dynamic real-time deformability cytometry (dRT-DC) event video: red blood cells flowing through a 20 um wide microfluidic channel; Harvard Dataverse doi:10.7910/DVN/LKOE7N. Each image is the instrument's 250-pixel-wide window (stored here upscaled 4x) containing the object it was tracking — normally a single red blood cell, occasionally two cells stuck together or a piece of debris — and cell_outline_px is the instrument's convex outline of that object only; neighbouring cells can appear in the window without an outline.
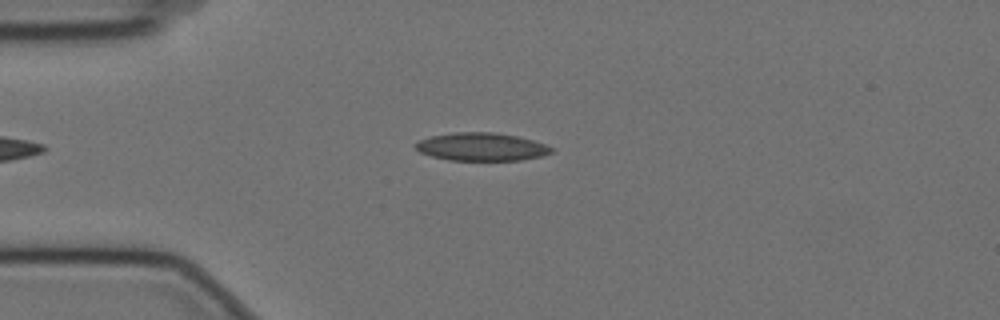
{"species": "Egyptian fruit bat (a non-hibernating species)", "species_latin": "Rousettus aegyptiacus", "temperature_condition": "cold", "stored_images_in_passage": 53, "camera_frame_rate_fps": 3000, "um_per_image_px": 0.085, "animal": {"sex": "female"}, "frame": {"image": 1, "passage_image": 10, "time_ms": 3.0, "image_size_px": [1000, 320], "cell_outline_px": [[556, 148], [552, 152], [540, 156], [520, 160], [448, 160], [432, 156], [420, 152], [416, 148], [416, 144], [420, 140], [432, 136], [452, 132], [496, 132], [516, 136], [532, 140]], "centroid_in_image_um": [40.94, 12.47], "position_along_channel_um": 44.1, "area_um2": 22.02}}
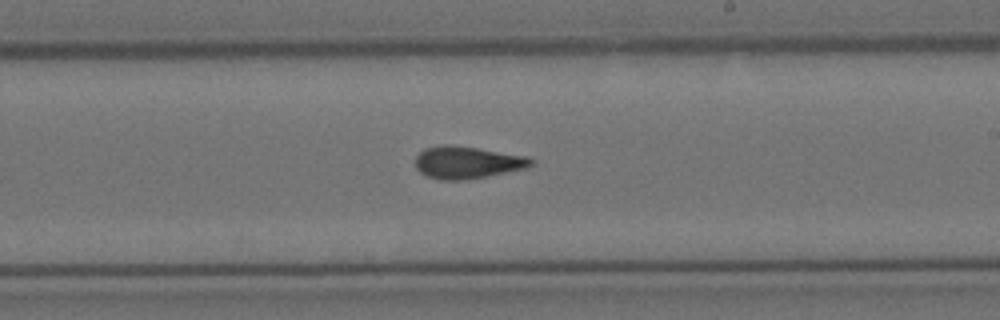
{"frame": {"image": 2, "passage_image": 29, "time_ms": 9.333, "image_size_px": [1000, 320], "cell_outline_px": [[536, 160], [528, 168], [488, 176], [464, 180], [440, 180], [428, 176], [420, 172], [416, 168], [416, 156], [424, 148], [444, 144], [448, 144], [476, 148], [528, 156]], "centroid_in_image_um": [39.74, 13.81], "position_along_channel_um": 249.3, "area_um2": 21.85}}
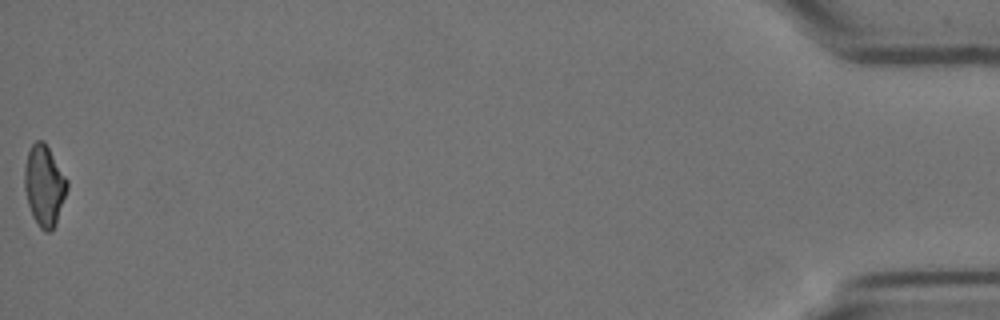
{"frame": {"image": 3, "passage_image": 53, "time_ms": 17.333, "image_size_px": [1000, 320], "cell_outline_px": [[68, 188], [56, 224], [48, 232], [44, 232], [40, 228], [32, 216], [28, 204], [24, 188], [24, 168], [28, 152], [32, 144], [36, 140], [44, 140], [68, 180]], "centroid_in_image_um": [3.76, 15.77], "position_along_channel_um": 431.4, "area_um2": 20.11}, "authors_computed_cell_mechanics": {"area_um2": 21.386, "velocity_mm_per_s": 3.5335, "shape_relaxation_time_tau1_ms": null, "shape_relaxation_time_tau2_ms": 2.8056, "deformation_change_tau1": null, "deformation_change_tau2": 0.1074}}